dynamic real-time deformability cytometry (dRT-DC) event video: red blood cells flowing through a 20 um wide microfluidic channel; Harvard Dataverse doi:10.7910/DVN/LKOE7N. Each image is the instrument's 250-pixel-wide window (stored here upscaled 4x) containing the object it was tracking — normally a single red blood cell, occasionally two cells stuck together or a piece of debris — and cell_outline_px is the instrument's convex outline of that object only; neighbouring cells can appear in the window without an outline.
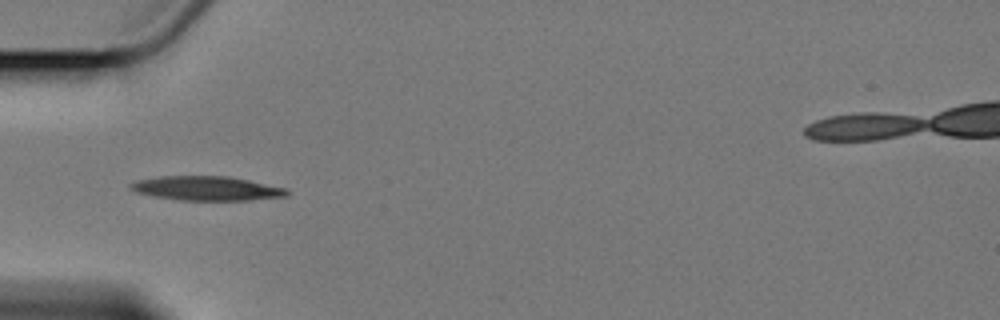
{"species": "Egyptian fruit bat (a non-hibernating species)", "species_latin": "Rousettus aegyptiacus", "temperature_condition": "cold", "stored_images_in_passage": 16, "segment_of_instrument_passage": [1, 2], "camera_frame_rate_fps": 3000, "um_per_image_px": 0.085, "animal": {"sex": "female"}, "frame": {"image": 1, "passage_image": 5, "time_ms": 5.667, "image_size_px": [1000, 320], "cell_outline_px": [[288, 196], [248, 200], [180, 200], [152, 196], [136, 192], [128, 188], [128, 184], [136, 180], [160, 176], [228, 176], [248, 180], [284, 188], [288, 192]], "centroid_in_image_um": [17.49, 16.01], "position_along_channel_um": 67.5, "area_um2": 22.02}}
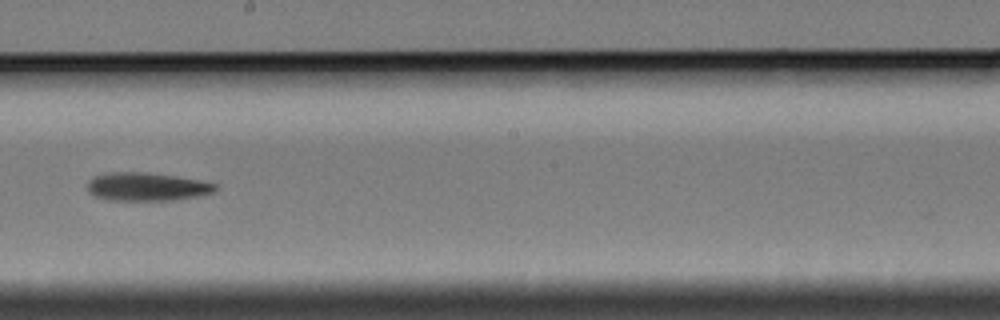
{"frame": {"image": 2, "passage_image": 9, "time_ms": 10.667, "image_size_px": [1000, 320], "cell_outline_px": [[220, 188], [216, 192], [196, 196], [172, 200], [108, 200], [96, 196], [88, 192], [88, 180], [96, 176], [108, 172], [144, 172], [176, 176], [200, 180], [220, 184]], "centroid_in_image_um": [12.54, 15.86], "position_along_channel_um": 235.7, "area_um2": 21.21}}
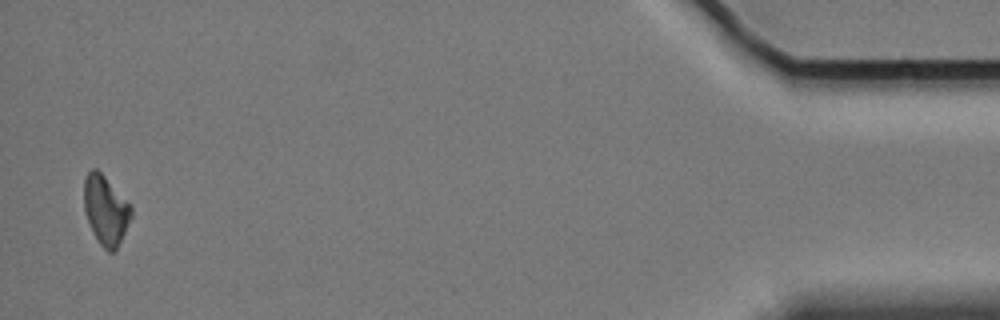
{"frame": {"image": 3, "passage_image": 15, "time_ms": 18.667, "image_size_px": [1000, 320], "cell_outline_px": [[132, 216], [116, 252], [108, 252], [100, 244], [92, 232], [84, 208], [84, 180], [88, 172], [92, 168], [96, 168], [132, 204]], "centroid_in_image_um": [9.01, 17.87], "position_along_channel_um": 426.2, "area_um2": 19.19}}